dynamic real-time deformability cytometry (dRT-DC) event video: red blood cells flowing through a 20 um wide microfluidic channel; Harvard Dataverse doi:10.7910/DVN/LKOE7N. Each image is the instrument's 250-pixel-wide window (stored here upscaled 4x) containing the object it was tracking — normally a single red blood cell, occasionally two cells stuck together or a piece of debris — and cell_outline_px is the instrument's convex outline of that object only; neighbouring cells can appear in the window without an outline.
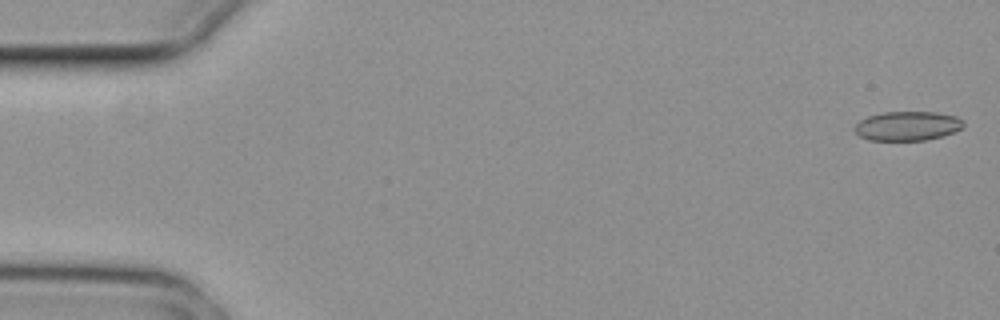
{"species": "common noctule bat (a hibernating species)", "species_latin": "Nyctalus noctula", "temperature_condition": "cold", "stored_images_in_passage": 4, "camera_frame_rate_fps": 3000, "um_per_image_px": 0.085, "animal": {"sex": "female", "body_mass_g": 29.2, "forearm_length_mm": 56.3}, "frame": {"image": 1, "passage_image": 1, "time_ms": 0.0, "image_size_px": [1000, 320], "cell_outline_px": [[964, 124], [960, 128], [952, 132], [940, 136], [924, 140], [868, 140], [860, 136], [856, 132], [856, 124], [860, 120], [868, 116], [884, 112], [936, 112], [956, 116], [964, 120]], "centroid_in_image_um": [77.13, 10.7], "position_along_channel_um": 7.9, "area_um2": 18.32}}